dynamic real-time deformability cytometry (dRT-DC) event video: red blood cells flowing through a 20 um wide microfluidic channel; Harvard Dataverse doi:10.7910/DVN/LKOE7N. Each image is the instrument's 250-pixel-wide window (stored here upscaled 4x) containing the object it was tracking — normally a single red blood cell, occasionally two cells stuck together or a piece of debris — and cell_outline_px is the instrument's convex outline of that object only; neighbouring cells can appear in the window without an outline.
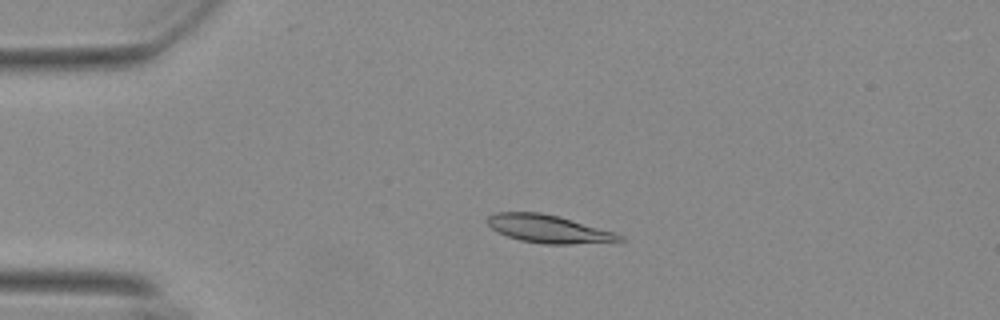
{"species": "Egyptian fruit bat (a non-hibernating species)", "species_latin": "Rousettus aegyptiacus", "temperature_condition": "warm", "stored_images_in_passage": 55, "camera_frame_rate_fps": 3000, "um_per_image_px": 0.085, "animal": {"sex": "female"}, "frame": {"image": 1, "passage_image": 12, "time_ms": 3.667, "image_size_px": [1000, 320], "cell_outline_px": [[624, 240], [620, 244], [544, 244], [520, 240], [508, 236], [492, 228], [488, 224], [488, 216], [496, 212], [540, 212], [560, 216], [616, 232], [624, 236]], "centroid_in_image_um": [46.81, 19.48], "position_along_channel_um": 38.2, "area_um2": 22.08}}
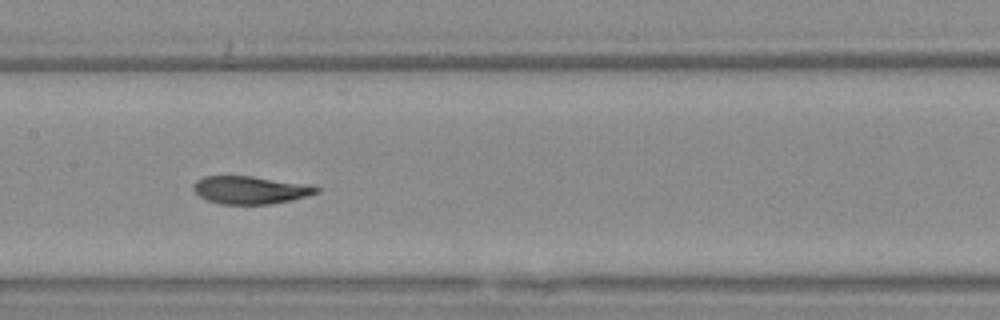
{"frame": {"image": 2, "passage_image": 27, "time_ms": 8.667, "image_size_px": [1000, 320], "cell_outline_px": [[320, 192], [308, 196], [292, 200], [272, 204], [220, 204], [208, 200], [200, 196], [192, 188], [192, 184], [196, 180], [204, 176], [252, 176], [312, 184], [320, 188]], "centroid_in_image_um": [21.33, 16.14], "position_along_channel_um": 186.1, "area_um2": 20.23}}
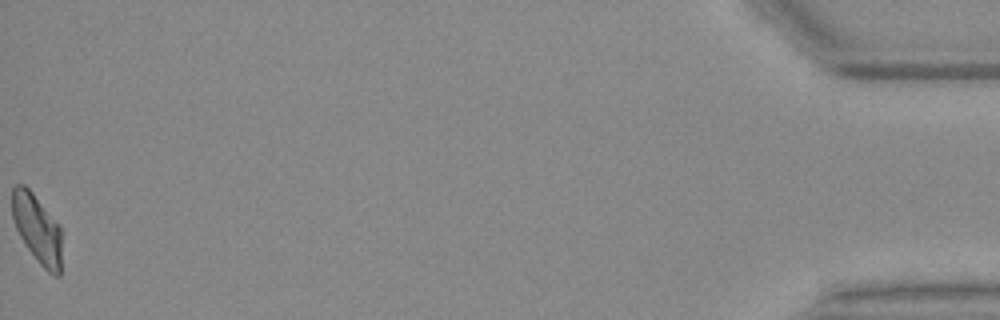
{"frame": {"image": 3, "passage_image": 55, "time_ms": 18.0, "image_size_px": [1000, 320], "cell_outline_px": [[60, 276], [56, 276], [48, 272], [40, 264], [28, 248], [20, 236], [16, 228], [12, 216], [12, 188], [16, 184], [24, 184], [32, 192], [60, 224]], "centroid_in_image_um": [3.15, 19.41], "position_along_channel_um": 432.1, "area_um2": 19.65}, "authors_computed_cell_mechanics": {"area_um2": 20.6924, "velocity_mm_per_s": 3.6923, "shape_relaxation_time_tau1_ms": 9.4799, "shape_relaxation_time_tau2_ms": 1.4464, "deformation_change_tau1": 0.2635, "deformation_change_tau2": 0.0855}}